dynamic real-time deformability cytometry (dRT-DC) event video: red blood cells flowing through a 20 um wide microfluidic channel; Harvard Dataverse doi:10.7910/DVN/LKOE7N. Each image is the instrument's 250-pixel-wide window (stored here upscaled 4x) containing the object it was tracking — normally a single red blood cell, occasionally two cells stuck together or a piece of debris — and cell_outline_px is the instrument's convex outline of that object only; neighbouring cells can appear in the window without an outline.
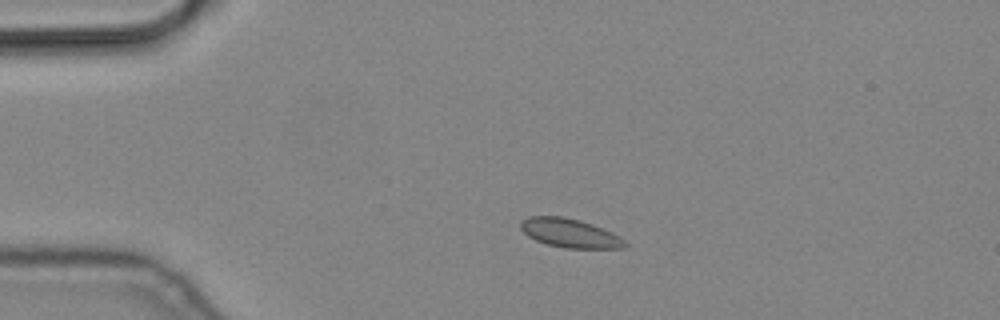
{"species": "common noctule bat (a hibernating species)", "species_latin": "Nyctalus noctula", "temperature_condition": "cold", "stored_images_in_passage": 3, "camera_frame_rate_fps": 3000, "um_per_image_px": 0.085, "animal": {"sex": "male", "body_mass_g": 19.2, "forearm_length_mm": 51.8}, "frame": {"image": 1, "passage_image": 2, "time_ms": 0.333, "image_size_px": [1000, 320], "cell_outline_px": [[628, 244], [624, 248], [564, 248], [548, 244], [536, 240], [528, 236], [520, 228], [520, 220], [528, 216], [560, 216], [580, 220], [592, 224], [612, 232], [620, 236]], "centroid_in_image_um": [48.43, 19.81], "position_along_channel_um": 36.6, "area_um2": 17.57}}